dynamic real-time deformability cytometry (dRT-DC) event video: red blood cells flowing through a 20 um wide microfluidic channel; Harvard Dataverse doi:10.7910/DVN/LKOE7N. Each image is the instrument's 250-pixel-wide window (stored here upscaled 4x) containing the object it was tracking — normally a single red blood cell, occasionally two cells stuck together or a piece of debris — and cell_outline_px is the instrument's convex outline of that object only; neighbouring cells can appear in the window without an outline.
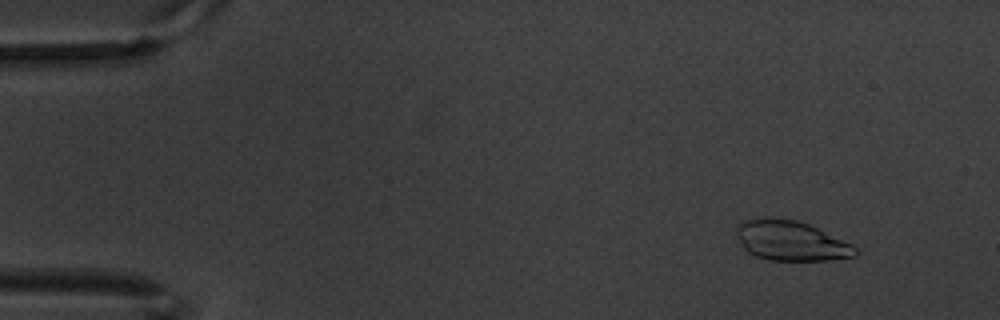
{"species": "common noctule bat (a hibernating species)", "species_latin": "Nyctalus noctula", "temperature_condition": "warm", "stored_images_in_passage": 10, "camera_frame_rate_fps": 3000, "um_per_image_px": 0.085, "animal": {"sex": "male", "body_mass_g": 20.1, "forearm_length_mm": 53.5}, "frame": {"image": 1, "passage_image": 2, "time_ms": 0.333, "image_size_px": [1000, 320], "cell_outline_px": [[860, 252], [856, 256], [828, 260], [768, 260], [756, 256], [748, 252], [744, 248], [736, 236], [736, 228], [744, 220], [764, 216], [772, 216], [796, 220], [808, 224], [852, 244], [860, 248]], "centroid_in_image_um": [67.23, 20.45], "position_along_channel_um": 17.8, "area_um2": 27.92}}
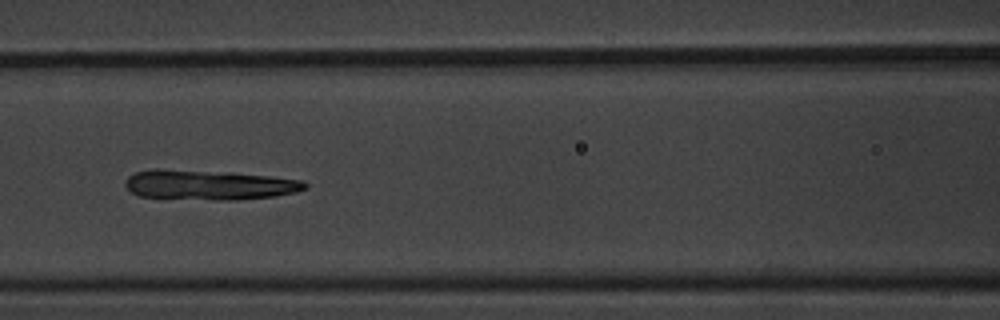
{"frame": {"image": 2, "passage_image": 7, "time_ms": 2.0, "image_size_px": [1000, 320], "cell_outline_px": [[308, 188], [296, 192], [276, 196], [236, 200], [216, 200], [140, 196], [132, 192], [124, 184], [124, 180], [128, 176], [136, 172], [152, 168], [160, 168], [228, 172], [272, 176], [300, 180], [308, 184]], "centroid_in_image_um": [17.77, 15.7], "position_along_channel_um": 148.8, "area_um2": 31.5}}
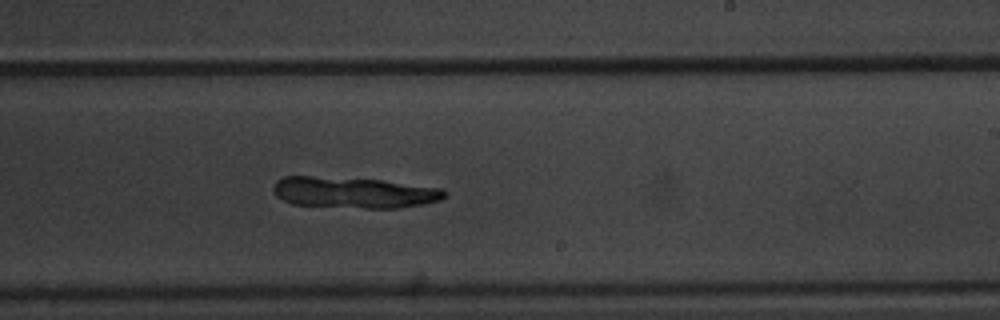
{"frame": {"image": 3, "passage_image": 10, "time_ms": 3.0, "image_size_px": [1000, 320], "cell_outline_px": [[448, 196], [440, 200], [424, 204], [400, 208], [364, 208], [292, 204], [276, 196], [272, 188], [276, 180], [284, 176], [312, 176], [380, 180], [444, 188], [448, 192]], "centroid_in_image_um": [30.12, 16.36], "position_along_channel_um": 258.9, "area_um2": 31.21}}